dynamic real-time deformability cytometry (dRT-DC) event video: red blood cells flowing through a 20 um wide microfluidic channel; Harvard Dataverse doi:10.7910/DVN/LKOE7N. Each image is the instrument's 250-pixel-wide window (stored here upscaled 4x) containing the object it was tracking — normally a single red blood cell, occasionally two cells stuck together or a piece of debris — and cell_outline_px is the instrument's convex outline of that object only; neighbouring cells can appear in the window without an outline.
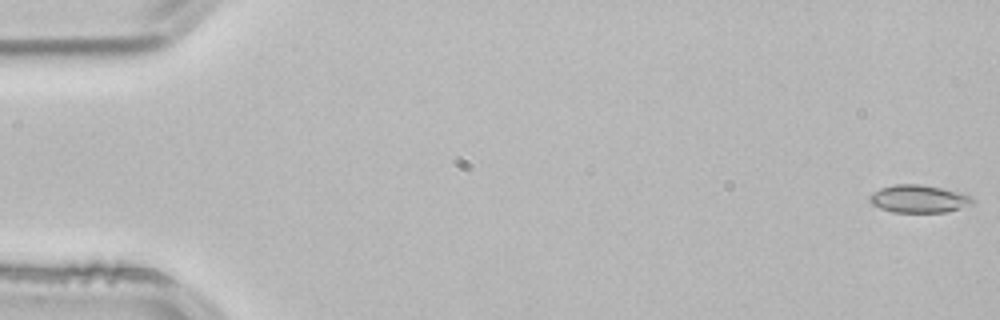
{"species": "common noctule bat (a hibernating species)", "species_latin": "Nyctalus noctula", "temperature_condition": "room temperature", "stored_images_in_passage": 5, "segment_of_instrument_passage": [1, 2], "camera_frame_rate_fps": 3000, "um_per_image_px": 0.085, "animal": {"sex": "male", "body_mass_g": 21.5, "forearm_length_mm": 52.0}, "frame": {"image": 1, "passage_image": 1, "time_ms": 0.0, "image_size_px": [1000, 320], "cell_outline_px": [[972, 204], [944, 212], [892, 212], [880, 208], [872, 204], [868, 200], [868, 196], [872, 192], [880, 188], [896, 184], [920, 184], [968, 192], [972, 196]], "centroid_in_image_um": [78.1, 16.88], "position_along_channel_um": 6.9, "area_um2": 16.88}}